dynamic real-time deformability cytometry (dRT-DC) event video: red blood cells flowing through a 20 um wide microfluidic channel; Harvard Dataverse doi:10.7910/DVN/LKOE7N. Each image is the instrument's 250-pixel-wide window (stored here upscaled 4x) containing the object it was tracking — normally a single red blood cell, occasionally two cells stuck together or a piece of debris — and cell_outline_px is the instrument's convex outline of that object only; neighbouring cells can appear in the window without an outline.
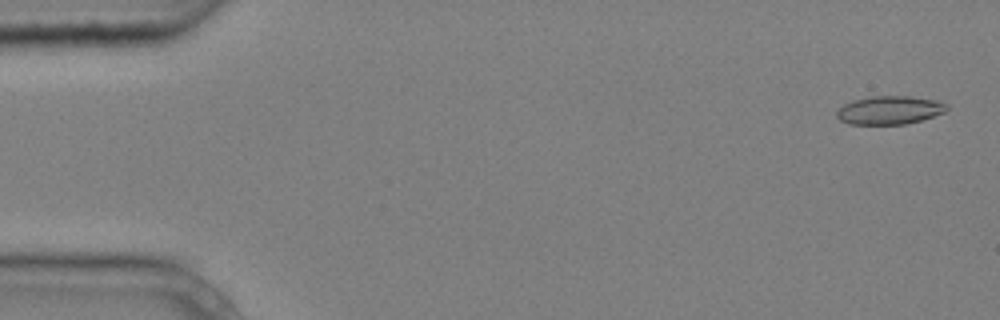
{"species": "common noctule bat (a hibernating species)", "species_latin": "Nyctalus noctula", "temperature_condition": "cold", "stored_images_in_passage": 5, "camera_frame_rate_fps": 3000, "um_per_image_px": 0.085, "animal": {"sex": "male", "body_mass_g": 20.4}, "frame": {"image": 1, "passage_image": 1, "time_ms": 0.0, "image_size_px": [1000, 320], "cell_outline_px": [[948, 108], [944, 112], [920, 120], [904, 124], [848, 124], [840, 120], [836, 116], [836, 112], [844, 104], [852, 100], [872, 96], [912, 96], [936, 100], [948, 104]], "centroid_in_image_um": [75.6, 9.35], "position_along_channel_um": 9.4, "area_um2": 18.15}}
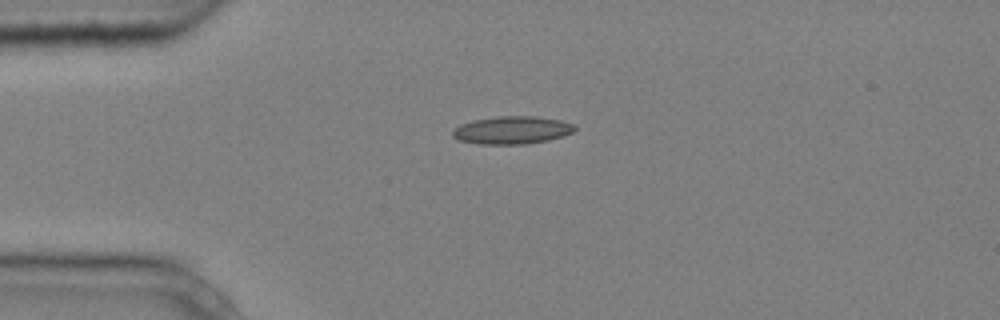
{"frame": {"image": 2, "passage_image": 4, "time_ms": 1.0, "image_size_px": [1000, 320], "cell_outline_px": [[576, 128], [572, 132], [564, 136], [548, 140], [524, 144], [476, 144], [460, 140], [452, 136], [452, 132], [460, 124], [472, 120], [496, 116], [536, 116], [560, 120], [576, 124]], "centroid_in_image_um": [43.53, 11.05], "position_along_channel_um": 41.5, "area_um2": 19.88}}